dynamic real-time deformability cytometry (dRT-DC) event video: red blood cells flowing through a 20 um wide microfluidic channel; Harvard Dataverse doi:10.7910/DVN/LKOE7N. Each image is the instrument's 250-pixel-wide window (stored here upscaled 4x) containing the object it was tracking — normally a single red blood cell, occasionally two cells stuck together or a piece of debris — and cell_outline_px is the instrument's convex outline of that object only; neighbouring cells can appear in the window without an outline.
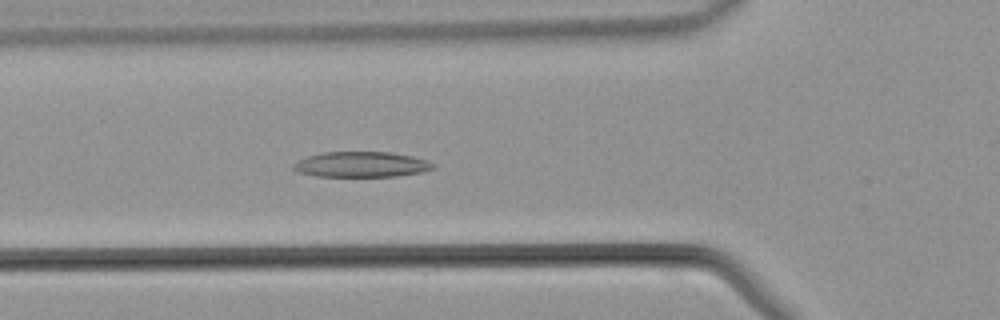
{"species": "common noctule bat (a hibernating species)", "species_latin": "Nyctalus noctula", "temperature_condition": "warm", "stored_images_in_passage": 35, "camera_frame_rate_fps": 3000, "um_per_image_px": 0.085, "animal": {"sex": "male", "body_mass_g": 21.5, "forearm_length_mm": 52.0}, "frame": {"image": 1, "passage_image": 5, "time_ms": 1.333, "image_size_px": [1000, 320], "cell_outline_px": [[436, 168], [420, 172], [396, 176], [316, 176], [296, 172], [292, 168], [292, 164], [308, 156], [320, 152], [392, 152], [412, 156], [428, 160], [436, 164]], "centroid_in_image_um": [30.72, 13.97], "position_along_channel_um": 95.1, "area_um2": 20.81}}
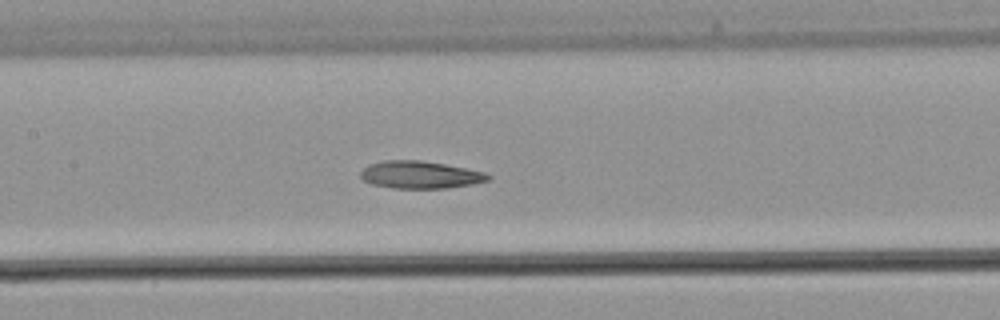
{"frame": {"image": 2, "passage_image": 10, "time_ms": 3.0, "image_size_px": [1000, 320], "cell_outline_px": [[492, 176], [488, 180], [472, 184], [448, 188], [392, 188], [372, 184], [364, 180], [360, 176], [360, 172], [364, 168], [372, 164], [384, 160], [420, 160], [444, 164], [484, 172]], "centroid_in_image_um": [35.71, 14.86], "position_along_channel_um": 171.7, "area_um2": 20.17}}
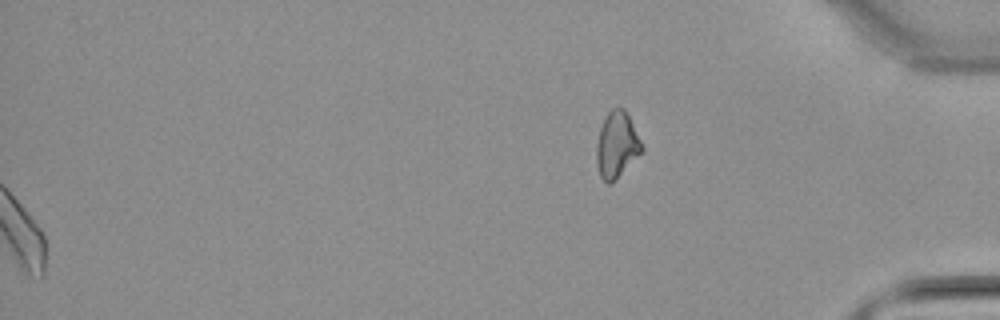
{"frame": {"image": 3, "passage_image": 35, "time_ms": 11.333, "image_size_px": [1000, 320], "cell_outline_px": [[644, 152], [612, 184], [608, 184], [600, 176], [596, 164], [596, 144], [600, 128], [604, 116], [616, 104], [624, 108], [644, 148]], "centroid_in_image_um": [52.42, 12.33], "position_along_channel_um": 382.8, "area_um2": 17.86}}